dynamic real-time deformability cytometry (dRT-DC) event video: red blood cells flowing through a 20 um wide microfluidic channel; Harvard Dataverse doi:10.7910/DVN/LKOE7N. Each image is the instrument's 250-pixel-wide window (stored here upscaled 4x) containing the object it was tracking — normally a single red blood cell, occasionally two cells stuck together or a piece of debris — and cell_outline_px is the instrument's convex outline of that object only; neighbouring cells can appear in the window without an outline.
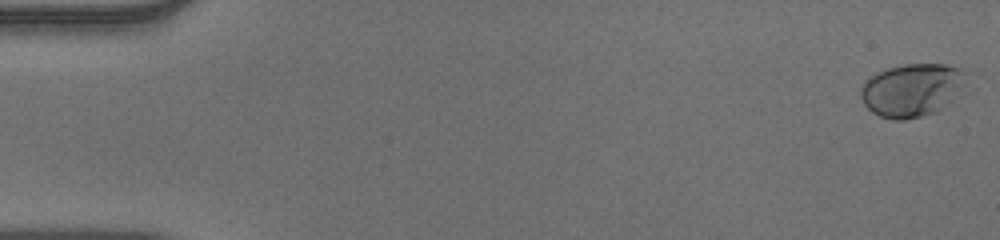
{"species": "human", "species_latin": "Homo sapiens", "temperature_condition": "warm", "stored_images_in_passage": 53, "camera_frame_rate_fps": 3000, "um_per_image_px": 0.085, "donor": {"sex": "male"}, "frame": {"image": 1, "passage_image": 1, "time_ms": 0.0, "image_size_px": [1000, 240], "cell_outline_px": [[964, 72], [948, 100], [936, 112], [904, 120], [896, 120], [880, 116], [872, 112], [860, 100], [860, 88], [864, 80], [876, 72], [888, 68], [904, 64], [944, 64], [960, 68]], "centroid_in_image_um": [77.31, 7.64], "position_along_channel_um": 7.7, "area_um2": 31.44}}
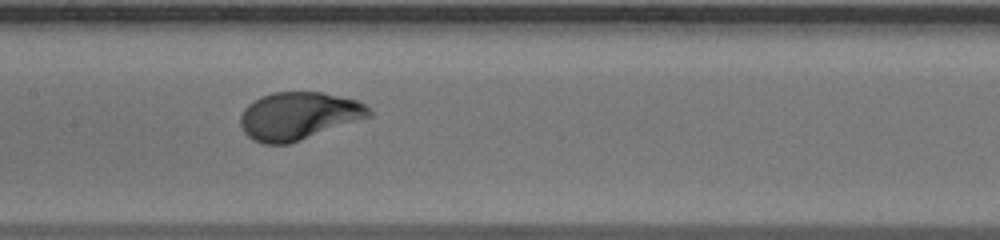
{"frame": {"image": 2, "passage_image": 27, "time_ms": 8.667, "image_size_px": [1000, 240], "cell_outline_px": [[372, 116], [288, 144], [260, 144], [252, 140], [244, 132], [240, 124], [240, 116], [244, 108], [248, 104], [272, 92], [320, 92], [356, 100], [372, 108]], "centroid_in_image_um": [25.37, 9.86], "position_along_channel_um": 182.0, "area_um2": 35.6}}
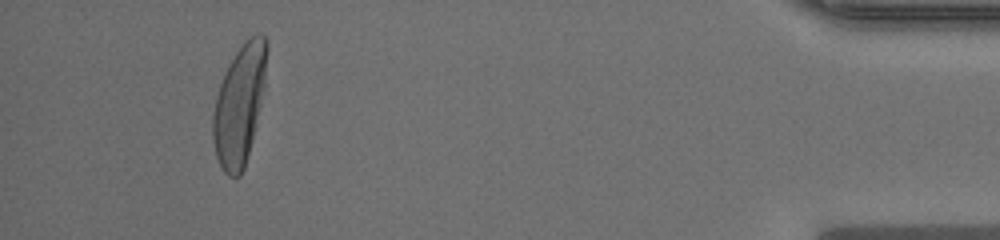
{"frame": {"image": 3, "passage_image": 50, "time_ms": 16.333, "image_size_px": [1000, 240], "cell_outline_px": [[268, 48], [264, 84], [260, 104], [244, 168], [240, 176], [228, 176], [224, 172], [216, 156], [212, 136], [212, 116], [216, 96], [224, 72], [228, 64], [236, 52], [256, 32], [264, 36], [268, 40]], "centroid_in_image_um": [20.33, 8.88], "position_along_channel_um": 414.9, "area_um2": 36.93}, "authors_computed_cell_mechanics": {"area_um2": 34.7378, "velocity_mm_per_s": 3.8751, "shape_relaxation_time_tau1_ms": 2.793, "shape_relaxation_time_tau2_ms": null, "deformation_change_tau1": 0.1874, "deformation_change_tau2": null}}